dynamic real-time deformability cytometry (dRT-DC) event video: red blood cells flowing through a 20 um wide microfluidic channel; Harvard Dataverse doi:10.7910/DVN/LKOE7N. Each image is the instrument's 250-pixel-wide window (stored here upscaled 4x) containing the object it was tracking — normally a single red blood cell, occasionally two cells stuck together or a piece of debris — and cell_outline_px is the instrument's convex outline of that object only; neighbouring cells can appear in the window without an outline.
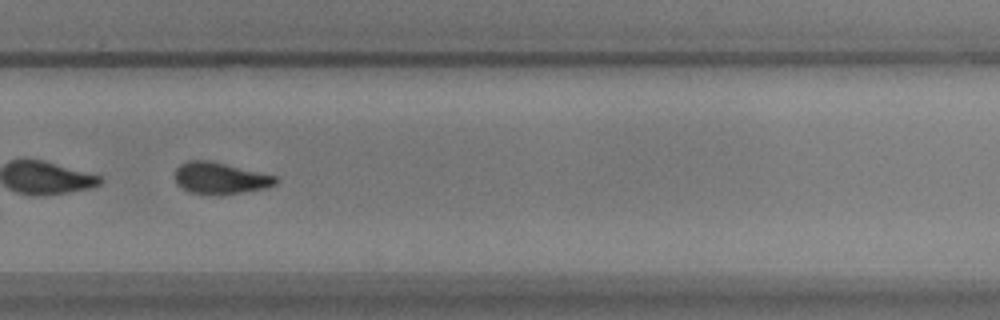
{"species": "common noctule bat (a hibernating species)", "species_latin": "Nyctalus noctula", "temperature_condition": "warm", "stored_images_in_passage": 55, "segment_of_instrument_passage": [2, 2], "camera_frame_rate_fps": 3000, "um_per_image_px": 0.085, "animal": {"sex": "male", "body_mass_g": 17.9, "forearm_length_mm": 54.2}, "frame": {"image": 1, "passage_image": 39, "time_ms": 12.667, "image_size_px": [1000, 320], "cell_outline_px": [[280, 180], [276, 184], [264, 188], [244, 192], [188, 192], [176, 184], [172, 176], [176, 168], [180, 164], [188, 160], [208, 160], [276, 176]], "centroid_in_image_um": [18.66, 15.1], "position_along_channel_um": 311.1, "area_um2": 18.09}}